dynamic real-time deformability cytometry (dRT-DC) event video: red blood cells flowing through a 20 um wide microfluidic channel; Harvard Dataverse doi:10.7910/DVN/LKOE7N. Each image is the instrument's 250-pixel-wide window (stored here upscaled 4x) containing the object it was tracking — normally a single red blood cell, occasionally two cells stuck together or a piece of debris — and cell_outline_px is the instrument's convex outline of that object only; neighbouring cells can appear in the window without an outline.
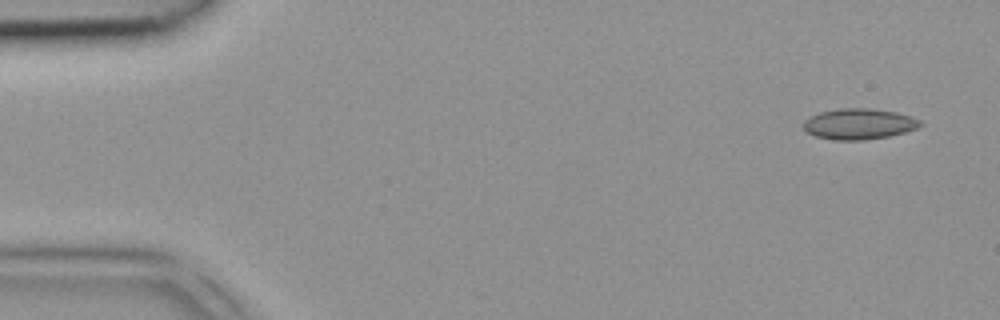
{"species": "common noctule bat (a hibernating species)", "species_latin": "Nyctalus noctula", "temperature_condition": "room temperature", "stored_images_in_passage": 4, "camera_frame_rate_fps": 3000, "um_per_image_px": 0.085, "animal": {"sex": "female", "body_mass_g": 18.4}, "frame": {"image": 1, "passage_image": 1, "time_ms": 0.0, "image_size_px": [1000, 320], "cell_outline_px": [[924, 124], [916, 128], [904, 132], [888, 136], [864, 140], [832, 140], [816, 136], [808, 132], [804, 128], [804, 120], [820, 112], [840, 108], [868, 108], [896, 112], [912, 116], [920, 120]], "centroid_in_image_um": [73.03, 10.53], "position_along_channel_um": 12.0, "area_um2": 20.87}}
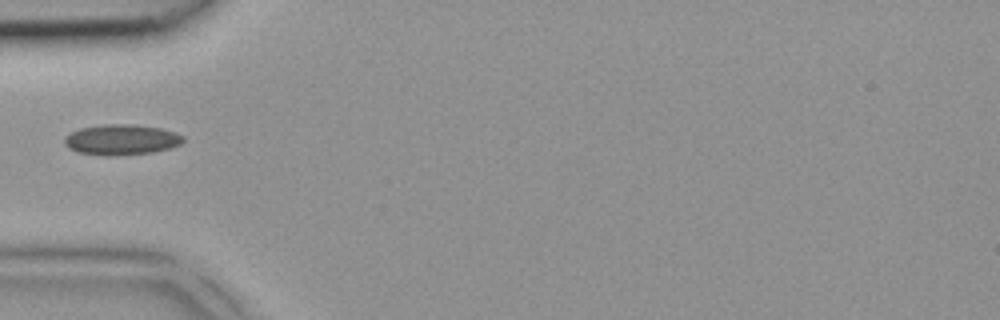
{"frame": {"image": 2, "passage_image": 4, "time_ms": 1.0, "image_size_px": [1000, 320], "cell_outline_px": [[184, 140], [180, 144], [172, 148], [152, 152], [116, 156], [108, 156], [80, 152], [68, 148], [64, 144], [64, 136], [80, 128], [104, 124], [132, 124], [160, 128], [176, 132], [184, 136]], "centroid_in_image_um": [10.33, 11.87], "position_along_channel_um": 74.7, "area_um2": 21.21}}